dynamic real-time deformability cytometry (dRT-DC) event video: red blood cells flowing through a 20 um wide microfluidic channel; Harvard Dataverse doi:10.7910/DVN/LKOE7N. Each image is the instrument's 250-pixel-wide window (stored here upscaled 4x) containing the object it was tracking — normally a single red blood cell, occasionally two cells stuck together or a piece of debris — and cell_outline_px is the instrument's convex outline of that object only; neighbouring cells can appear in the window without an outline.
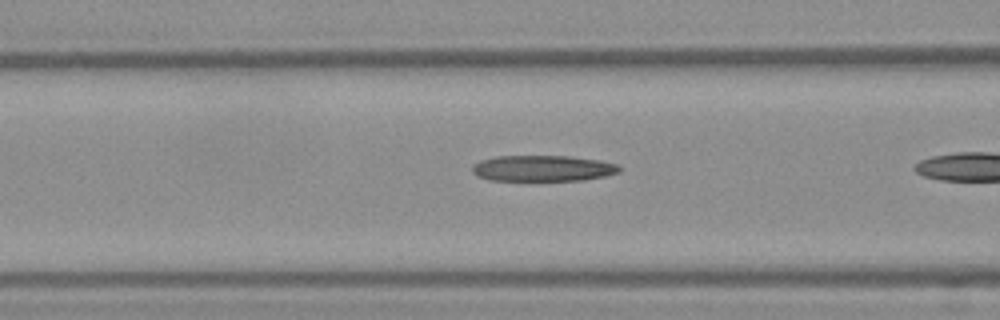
{"species": "Egyptian fruit bat (a non-hibernating species)", "species_latin": "Rousettus aegyptiacus", "temperature_condition": "warm", "stored_images_in_passage": 7, "camera_frame_rate_fps": 3000, "um_per_image_px": 0.085, "frame": {"image": 1, "passage_image": 5, "time_ms": 1.333, "image_size_px": [1000, 320], "cell_outline_px": [[624, 168], [620, 172], [604, 176], [584, 180], [488, 180], [476, 176], [472, 172], [472, 164], [480, 160], [496, 156], [568, 156], [600, 160], [620, 164]], "centroid_in_image_um": [46.16, 14.3], "position_along_channel_um": 120.4, "area_um2": 22.54}}